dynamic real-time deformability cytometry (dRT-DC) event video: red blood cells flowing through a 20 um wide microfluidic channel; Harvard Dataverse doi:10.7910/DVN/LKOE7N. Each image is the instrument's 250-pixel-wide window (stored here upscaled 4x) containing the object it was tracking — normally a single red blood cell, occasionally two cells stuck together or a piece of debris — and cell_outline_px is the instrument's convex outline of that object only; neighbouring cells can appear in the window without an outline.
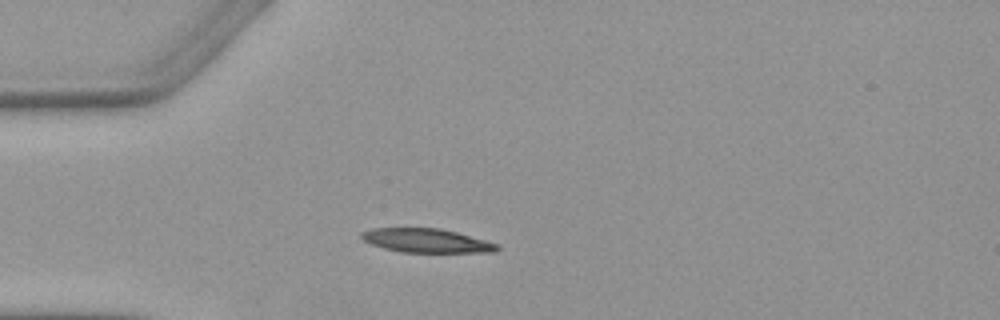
{"species": "Egyptian fruit bat (a non-hibernating species)", "species_latin": "Rousettus aegyptiacus", "temperature_condition": "warm", "stored_images_in_passage": 2, "camera_frame_rate_fps": 3000, "um_per_image_px": 0.085, "animal": {"sex": "female"}, "frame": {"image": 1, "passage_image": 1, "time_ms": 0.0, "image_size_px": [1000, 320], "cell_outline_px": [[500, 248], [496, 252], [404, 252], [384, 248], [372, 244], [364, 240], [360, 236], [360, 232], [372, 228], [440, 228], [456, 232], [500, 244]], "centroid_in_image_um": [36.27, 20.45], "position_along_channel_um": 48.7, "area_um2": 18.84}}